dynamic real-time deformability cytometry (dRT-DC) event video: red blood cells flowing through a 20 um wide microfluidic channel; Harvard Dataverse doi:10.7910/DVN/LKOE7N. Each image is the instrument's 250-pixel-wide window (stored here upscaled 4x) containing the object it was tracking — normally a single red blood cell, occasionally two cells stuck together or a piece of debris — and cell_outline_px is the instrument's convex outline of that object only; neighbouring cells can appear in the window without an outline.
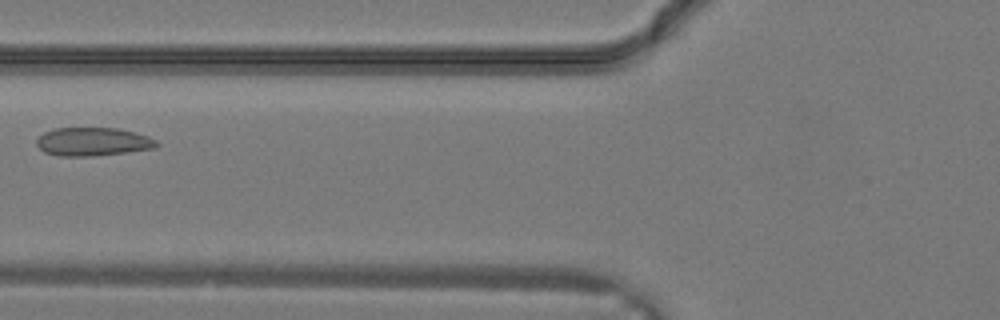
{"species": "common noctule bat (a hibernating species)", "species_latin": "Nyctalus noctula", "temperature_condition": "warm", "stored_images_in_passage": 11, "camera_frame_rate_fps": 3000, "um_per_image_px": 0.085, "animal": {"sex": "male", "body_mass_g": 19.2, "forearm_length_mm": 51.8}, "frame": {"image": 1, "passage_image": 10, "time_ms": 3.0, "image_size_px": [1000, 320], "cell_outline_px": [[160, 144], [152, 148], [124, 152], [92, 156], [60, 156], [44, 152], [36, 144], [36, 140], [44, 132], [56, 128], [120, 128], [148, 136], [156, 140]], "centroid_in_image_um": [7.87, 12.04], "position_along_channel_um": 117.9, "area_um2": 19.71}}